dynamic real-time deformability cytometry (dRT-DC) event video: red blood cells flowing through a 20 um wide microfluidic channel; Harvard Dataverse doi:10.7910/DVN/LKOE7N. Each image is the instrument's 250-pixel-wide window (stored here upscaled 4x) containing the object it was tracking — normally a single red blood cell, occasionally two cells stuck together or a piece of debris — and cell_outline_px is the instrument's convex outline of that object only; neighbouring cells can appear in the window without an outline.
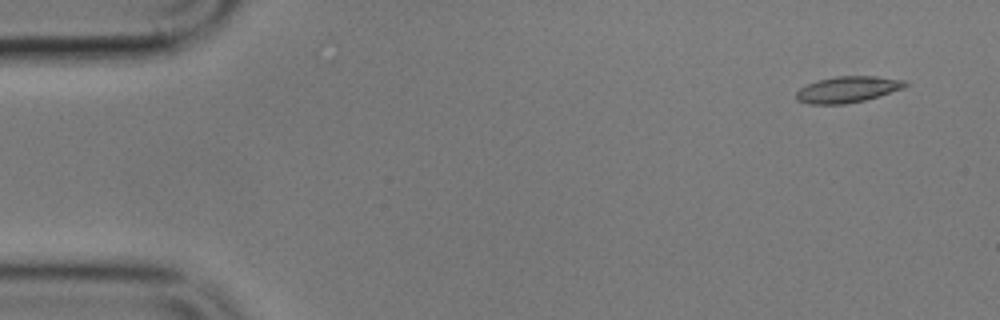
{"species": "common noctule bat (a hibernating species)", "species_latin": "Nyctalus noctula", "temperature_condition": "cold", "stored_images_in_passage": 4, "camera_frame_rate_fps": 3000, "um_per_image_px": 0.085, "animal": {"sex": "male", "body_mass_g": 17.9}, "frame": {"image": 1, "passage_image": 1, "time_ms": 0.0, "image_size_px": [1000, 320], "cell_outline_px": [[908, 84], [904, 88], [864, 100], [844, 104], [808, 104], [796, 100], [796, 92], [800, 88], [816, 80], [836, 76], [876, 76], [904, 80]], "centroid_in_image_um": [72.01, 7.6], "position_along_channel_um": 13.0, "area_um2": 16.59}}
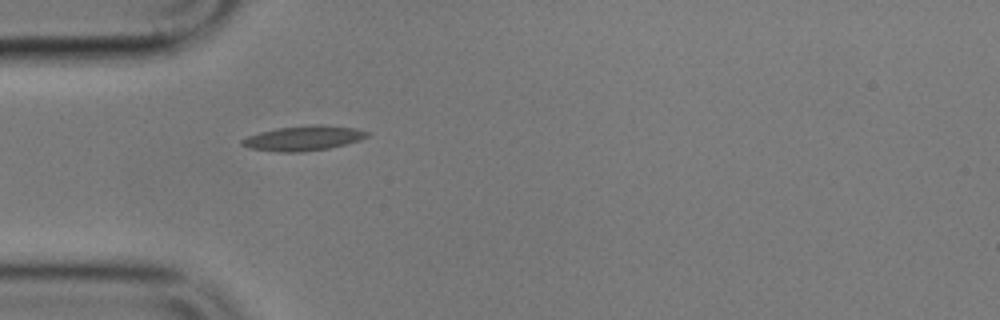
{"frame": {"image": 2, "passage_image": 4, "time_ms": 4.333, "image_size_px": [1000, 320], "cell_outline_px": [[368, 136], [360, 140], [328, 148], [300, 152], [276, 152], [248, 148], [240, 144], [240, 140], [248, 136], [260, 132], [276, 128], [312, 124], [320, 124], [356, 128], [368, 132]], "centroid_in_image_um": [25.75, 11.74], "position_along_channel_um": 59.2, "area_um2": 18.15}}